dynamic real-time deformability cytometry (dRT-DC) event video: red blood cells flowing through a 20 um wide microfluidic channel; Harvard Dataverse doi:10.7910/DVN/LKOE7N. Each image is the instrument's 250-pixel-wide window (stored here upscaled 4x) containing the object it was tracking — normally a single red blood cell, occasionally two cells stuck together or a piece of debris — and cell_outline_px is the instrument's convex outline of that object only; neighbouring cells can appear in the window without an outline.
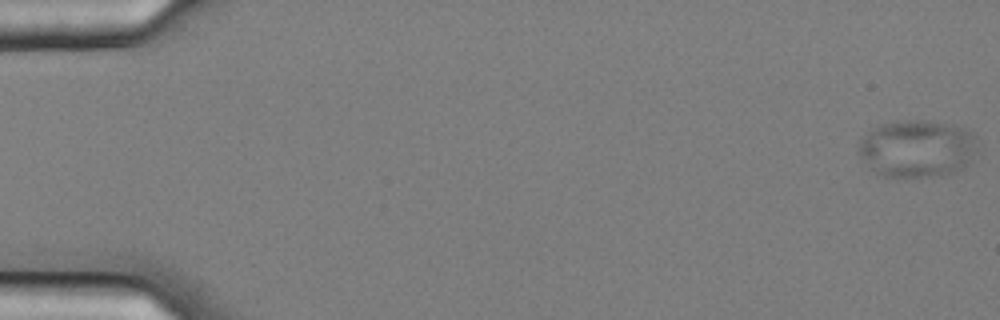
{"species": "common noctule bat (a hibernating species)", "species_latin": "Nyctalus noctula", "temperature_condition": "cold", "stored_images_in_passage": 57, "camera_frame_rate_fps": 3000, "um_per_image_px": 0.085, "animal": {"sex": "female", "body_mass_g": 25.1}, "frame": {"image": 1, "passage_image": 1, "time_ms": 0.0, "image_size_px": [1000, 320], "cell_outline_px": [[976, 152], [972, 164], [960, 172], [940, 176], [884, 176], [876, 172], [864, 160], [856, 148], [860, 140], [872, 128], [880, 124], [896, 120], [928, 120], [952, 124], [968, 128], [976, 136]], "centroid_in_image_um": [78.04, 12.61], "position_along_channel_um": 7.0, "area_um2": 40.58}}
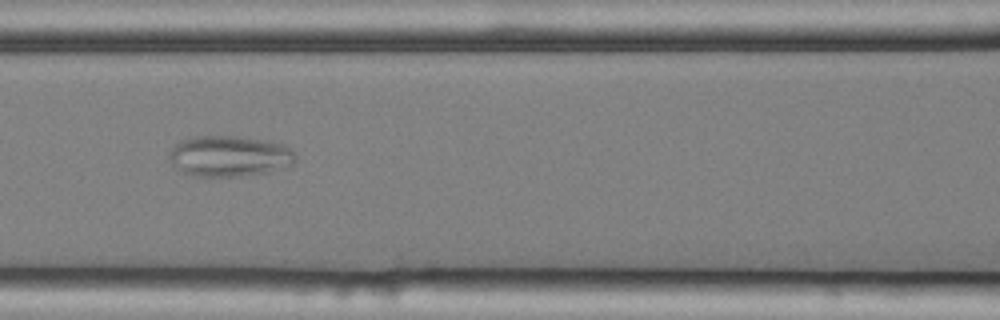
{"frame": {"image": 2, "passage_image": 26, "time_ms": 8.333, "image_size_px": [1000, 320], "cell_outline_px": [[296, 164], [268, 172], [240, 176], [196, 176], [184, 172], [172, 164], [168, 160], [168, 152], [180, 140], [196, 136], [236, 136], [268, 140], [284, 144], [296, 156]], "centroid_in_image_um": [19.5, 13.26], "position_along_channel_um": 147.1, "area_um2": 30.23}}
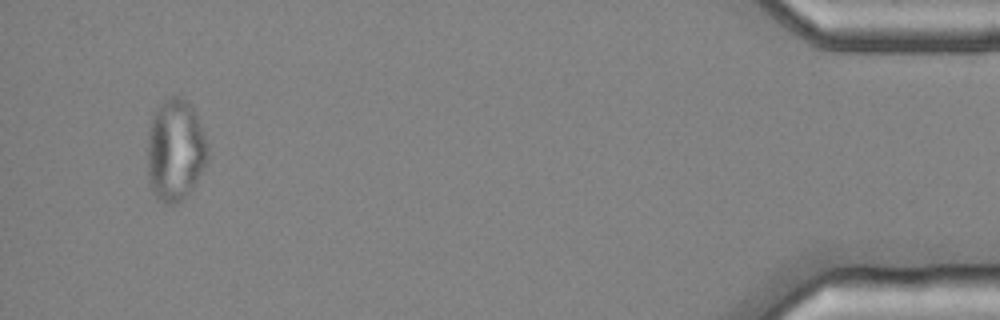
{"frame": {"image": 3, "passage_image": 55, "time_ms": 18.0, "image_size_px": [1000, 320], "cell_outline_px": [[208, 160], [196, 184], [176, 204], [164, 204], [156, 196], [148, 180], [148, 132], [152, 116], [156, 108], [164, 100], [172, 96], [180, 96], [192, 108], [204, 132], [208, 144]], "centroid_in_image_um": [14.9, 12.77], "position_along_channel_um": 420.3, "area_um2": 35.78}}